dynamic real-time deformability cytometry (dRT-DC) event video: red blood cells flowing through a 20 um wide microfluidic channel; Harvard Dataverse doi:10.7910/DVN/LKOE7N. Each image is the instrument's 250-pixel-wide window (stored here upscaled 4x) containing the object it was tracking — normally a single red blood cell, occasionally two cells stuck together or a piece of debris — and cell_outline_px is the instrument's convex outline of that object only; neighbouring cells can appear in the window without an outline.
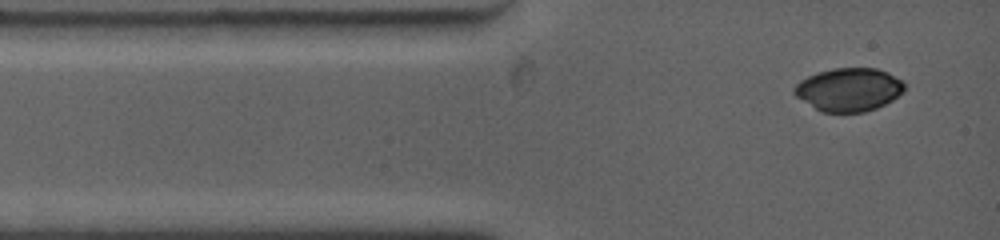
{"species": "common noctule bat (a hibernating species)", "species_latin": "Nyctalus noctula", "temperature_condition": "warm", "stored_images_in_passage": 31, "camera_frame_rate_fps": 4500, "um_per_image_px": 0.085, "animal": {"sex": "female", "body_mass_g": 19.0, "forearm_length_mm": 53.3}, "frame": {"image": 1, "passage_image": 1, "time_ms": 0.0, "image_size_px": [1000, 240], "cell_outline_px": [[904, 92], [892, 100], [876, 108], [864, 112], [820, 112], [796, 96], [792, 92], [792, 88], [800, 80], [816, 72], [832, 68], [876, 68], [888, 72], [900, 80], [904, 84]], "centroid_in_image_um": [72.12, 7.61], "position_along_channel_um": 12.9, "area_um2": 27.86}}
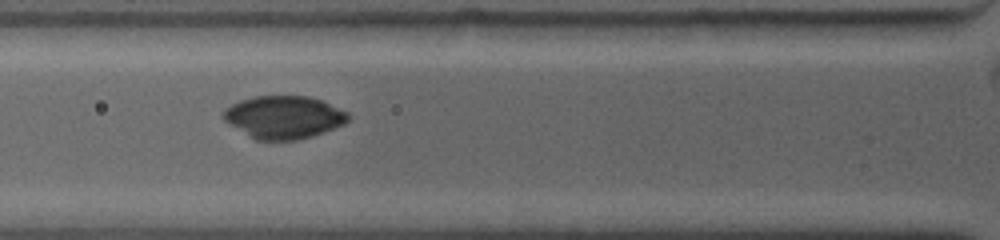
{"frame": {"image": 2, "passage_image": 8, "time_ms": 3.111, "image_size_px": [1000, 240], "cell_outline_px": [[348, 120], [344, 124], [296, 140], [256, 140], [224, 120], [224, 112], [232, 104], [240, 100], [256, 96], [308, 96], [320, 100], [348, 112]], "centroid_in_image_um": [24.11, 9.95], "position_along_channel_um": 101.7, "area_um2": 30.35}}
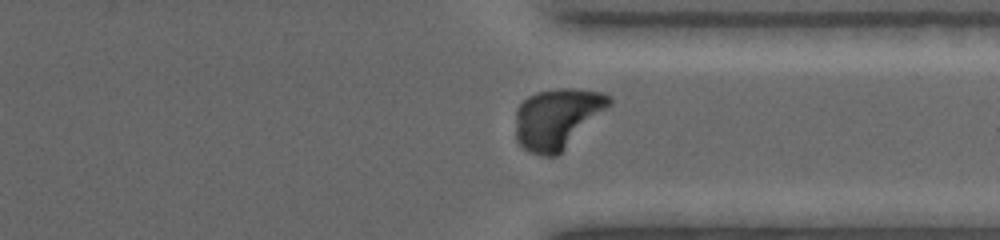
{"frame": {"image": 3, "passage_image": 28, "time_ms": 10.0, "image_size_px": [1000, 240], "cell_outline_px": [[612, 104], [556, 156], [540, 156], [528, 152], [516, 140], [516, 108], [528, 96], [536, 92], [560, 88], [572, 88], [600, 92], [612, 96]], "centroid_in_image_um": [47.35, 10.05], "position_along_channel_um": 364.1, "area_um2": 32.77}}